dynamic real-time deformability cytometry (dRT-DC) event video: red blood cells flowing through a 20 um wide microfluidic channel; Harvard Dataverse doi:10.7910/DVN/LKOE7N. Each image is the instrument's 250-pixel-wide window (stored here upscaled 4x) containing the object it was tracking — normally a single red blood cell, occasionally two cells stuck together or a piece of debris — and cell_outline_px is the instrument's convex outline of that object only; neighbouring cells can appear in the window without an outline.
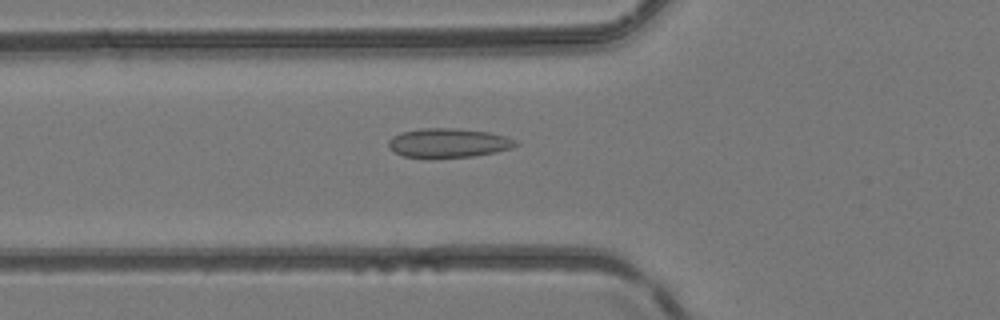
{"species": "common noctule bat (a hibernating species)", "species_latin": "Nyctalus noctula", "temperature_condition": "room temperature", "stored_images_in_passage": 48, "camera_frame_rate_fps": 3000, "um_per_image_px": 0.085, "animal": {"sex": "female", "body_mass_g": 24.6, "forearm_length_mm": 56.2}, "frame": {"image": 1, "passage_image": 18, "time_ms": 5.667, "image_size_px": [1000, 320], "cell_outline_px": [[520, 144], [512, 148], [496, 152], [472, 156], [428, 160], [404, 156], [388, 148], [388, 140], [392, 136], [404, 132], [420, 128], [452, 128], [488, 132], [508, 136], [516, 140]], "centroid_in_image_um": [38.11, 12.18], "position_along_channel_um": 87.7, "area_um2": 22.2}}
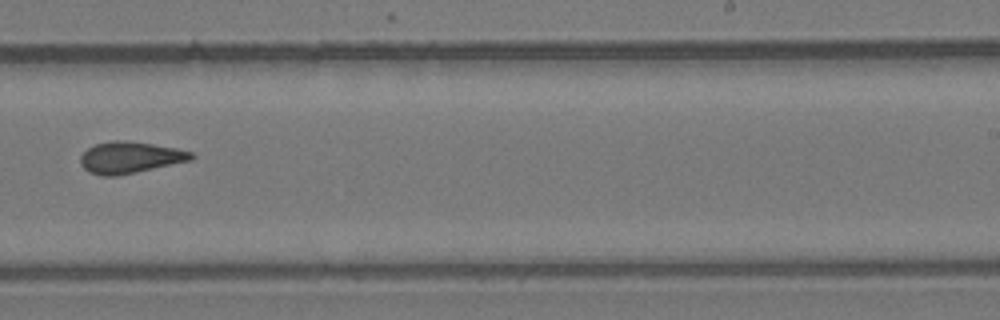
{"frame": {"image": 2, "passage_image": 31, "time_ms": 10.0, "image_size_px": [1000, 320], "cell_outline_px": [[196, 156], [192, 160], [136, 172], [116, 176], [100, 176], [88, 172], [80, 164], [80, 156], [88, 148], [96, 144], [112, 140], [120, 140], [152, 144], [176, 148], [192, 152]], "centroid_in_image_um": [11.04, 13.39], "position_along_channel_um": 278.0, "area_um2": 20.35}}
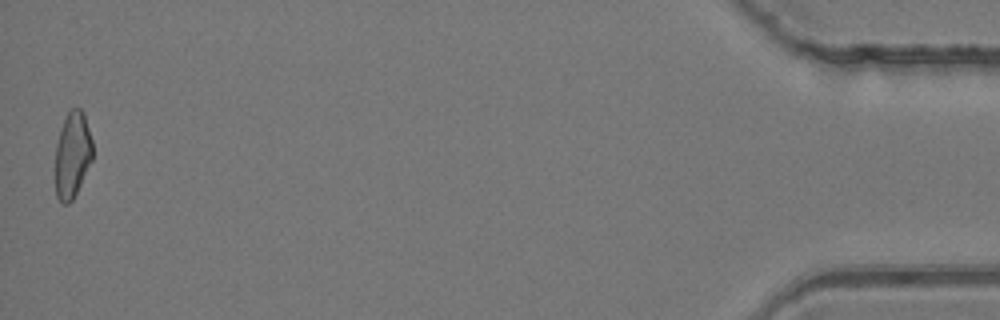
{"frame": {"image": 3, "passage_image": 48, "time_ms": 15.667, "image_size_px": [1000, 320], "cell_outline_px": [[92, 160], [72, 200], [68, 204], [64, 204], [56, 196], [56, 144], [60, 128], [68, 112], [72, 108], [80, 108], [84, 112], [92, 140]], "centroid_in_image_um": [6.16, 13.13], "position_along_channel_um": 429.0, "area_um2": 18.55}}